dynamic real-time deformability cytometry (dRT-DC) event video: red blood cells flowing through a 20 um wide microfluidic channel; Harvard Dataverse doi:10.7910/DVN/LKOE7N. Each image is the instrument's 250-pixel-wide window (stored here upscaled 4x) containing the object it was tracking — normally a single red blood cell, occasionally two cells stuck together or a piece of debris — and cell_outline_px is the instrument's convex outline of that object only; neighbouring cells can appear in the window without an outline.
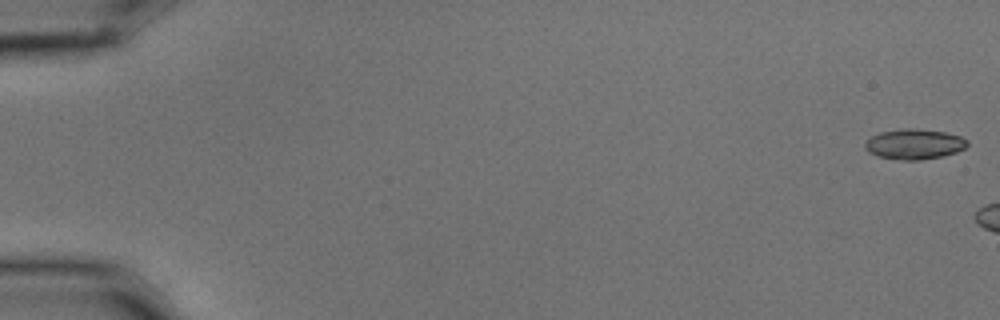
{"species": "common noctule bat (a hibernating species)", "species_latin": "Nyctalus noctula", "temperature_condition": "cold", "stored_images_in_passage": 5, "camera_frame_rate_fps": 3000, "um_per_image_px": 0.085, "animal": {"sex": "male", "body_mass_g": 15.6}, "frame": {"image": 1, "passage_image": 1, "time_ms": 0.0, "image_size_px": [1000, 320], "cell_outline_px": [[968, 144], [964, 148], [956, 152], [944, 156], [920, 160], [904, 160], [880, 156], [868, 152], [864, 148], [864, 144], [872, 136], [880, 132], [904, 128], [912, 128], [948, 132], [960, 136], [968, 140]], "centroid_in_image_um": [77.74, 12.24], "position_along_channel_um": 7.3, "area_um2": 18.03}}